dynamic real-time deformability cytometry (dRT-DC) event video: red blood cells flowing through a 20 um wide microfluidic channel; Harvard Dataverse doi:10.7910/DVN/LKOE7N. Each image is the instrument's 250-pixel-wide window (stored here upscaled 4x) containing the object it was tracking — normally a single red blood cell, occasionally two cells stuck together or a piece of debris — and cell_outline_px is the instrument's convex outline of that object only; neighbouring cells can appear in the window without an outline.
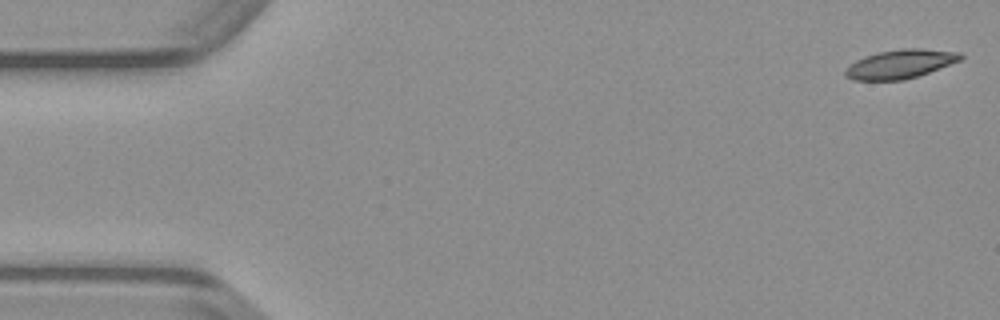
{"species": "common noctule bat (a hibernating species)", "species_latin": "Nyctalus noctula", "temperature_condition": "warm", "stored_images_in_passage": 49, "camera_frame_rate_fps": 3000, "um_per_image_px": 0.085, "animal": {"sex": "male", "body_mass_g": 23.1, "forearm_length_mm": 52.7}, "frame": {"image": 1, "passage_image": 1, "time_ms": 0.0, "image_size_px": [1000, 320], "cell_outline_px": [[964, 56], [960, 60], [928, 72], [904, 80], [852, 80], [844, 76], [844, 72], [856, 60], [864, 56], [880, 52], [904, 48], [920, 48], [960, 52]], "centroid_in_image_um": [76.51, 5.44], "position_along_channel_um": 8.5, "area_um2": 19.13}}
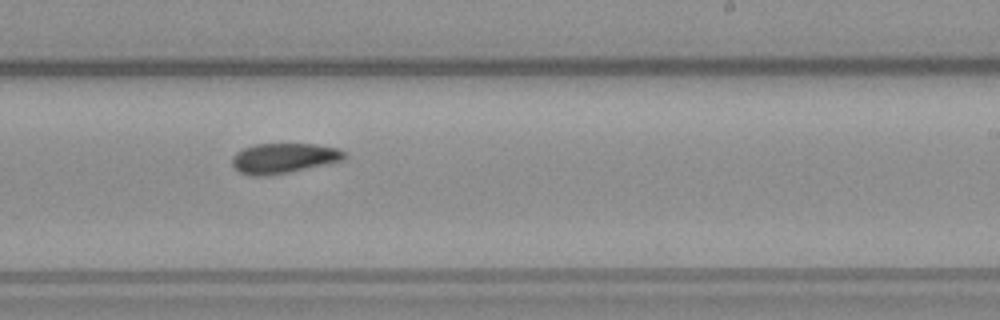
{"frame": {"image": 2, "passage_image": 29, "time_ms": 9.333, "image_size_px": [1000, 320], "cell_outline_px": [[348, 156], [344, 160], [328, 164], [292, 172], [268, 176], [248, 176], [240, 172], [232, 164], [232, 156], [236, 152], [244, 148], [256, 144], [316, 144], [340, 148]], "centroid_in_image_um": [24.15, 13.46], "position_along_channel_um": 264.9, "area_um2": 20.06}}
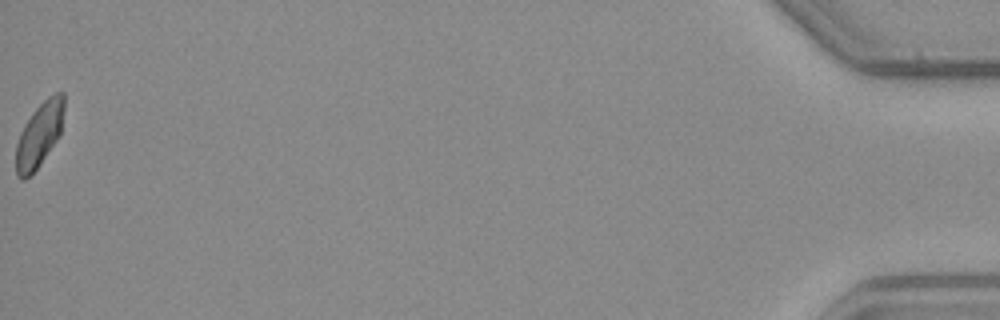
{"frame": {"image": 3, "passage_image": 49, "time_ms": 16.0, "image_size_px": [1000, 320], "cell_outline_px": [[64, 108], [60, 132], [56, 140], [40, 164], [24, 180], [20, 180], [16, 176], [16, 144], [20, 132], [24, 124], [32, 112], [48, 96], [56, 92], [64, 92]], "centroid_in_image_um": [3.32, 11.43], "position_along_channel_um": 431.9, "area_um2": 17.92}}